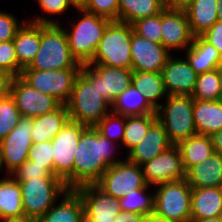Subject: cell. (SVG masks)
Listing matches in <instances>:
<instances>
[{
  "label": "cell",
  "instance_id": "6da1fadb",
  "mask_svg": "<svg viewBox=\"0 0 222 222\" xmlns=\"http://www.w3.org/2000/svg\"><path fill=\"white\" fill-rule=\"evenodd\" d=\"M118 147L119 150L123 148L102 136L94 127H87L75 151L73 189L85 184H96L110 166L124 161L126 158H117Z\"/></svg>",
  "mask_w": 222,
  "mask_h": 222
},
{
  "label": "cell",
  "instance_id": "7a4b0ae2",
  "mask_svg": "<svg viewBox=\"0 0 222 222\" xmlns=\"http://www.w3.org/2000/svg\"><path fill=\"white\" fill-rule=\"evenodd\" d=\"M79 20H71L70 25L61 22L66 32L71 54L80 64H88L94 57L103 33L111 22L110 19L89 13L78 7ZM65 26V27H64ZM67 26V27H66Z\"/></svg>",
  "mask_w": 222,
  "mask_h": 222
},
{
  "label": "cell",
  "instance_id": "3957f363",
  "mask_svg": "<svg viewBox=\"0 0 222 222\" xmlns=\"http://www.w3.org/2000/svg\"><path fill=\"white\" fill-rule=\"evenodd\" d=\"M69 49L68 38L60 24H41V42L35 58L24 69L60 70L81 68Z\"/></svg>",
  "mask_w": 222,
  "mask_h": 222
},
{
  "label": "cell",
  "instance_id": "277c9868",
  "mask_svg": "<svg viewBox=\"0 0 222 222\" xmlns=\"http://www.w3.org/2000/svg\"><path fill=\"white\" fill-rule=\"evenodd\" d=\"M132 25L111 21L106 27L90 65H106L132 70Z\"/></svg>",
  "mask_w": 222,
  "mask_h": 222
},
{
  "label": "cell",
  "instance_id": "5b68a950",
  "mask_svg": "<svg viewBox=\"0 0 222 222\" xmlns=\"http://www.w3.org/2000/svg\"><path fill=\"white\" fill-rule=\"evenodd\" d=\"M71 121L87 127H95L110 111L111 106L81 74L74 82L71 97L65 104Z\"/></svg>",
  "mask_w": 222,
  "mask_h": 222
},
{
  "label": "cell",
  "instance_id": "8992f818",
  "mask_svg": "<svg viewBox=\"0 0 222 222\" xmlns=\"http://www.w3.org/2000/svg\"><path fill=\"white\" fill-rule=\"evenodd\" d=\"M157 109V120L163 125L169 141H180L197 135L193 117L194 99L189 95H168Z\"/></svg>",
  "mask_w": 222,
  "mask_h": 222
},
{
  "label": "cell",
  "instance_id": "52a82bcc",
  "mask_svg": "<svg viewBox=\"0 0 222 222\" xmlns=\"http://www.w3.org/2000/svg\"><path fill=\"white\" fill-rule=\"evenodd\" d=\"M153 189V213L172 222H191L192 188L185 179L162 183Z\"/></svg>",
  "mask_w": 222,
  "mask_h": 222
},
{
  "label": "cell",
  "instance_id": "ba28073f",
  "mask_svg": "<svg viewBox=\"0 0 222 222\" xmlns=\"http://www.w3.org/2000/svg\"><path fill=\"white\" fill-rule=\"evenodd\" d=\"M22 191V205L27 218L43 216L67 191L60 178H34L18 181Z\"/></svg>",
  "mask_w": 222,
  "mask_h": 222
},
{
  "label": "cell",
  "instance_id": "9c48e42d",
  "mask_svg": "<svg viewBox=\"0 0 222 222\" xmlns=\"http://www.w3.org/2000/svg\"><path fill=\"white\" fill-rule=\"evenodd\" d=\"M87 126L69 120L53 138L54 175L60 178L67 189H73V163L77 145Z\"/></svg>",
  "mask_w": 222,
  "mask_h": 222
},
{
  "label": "cell",
  "instance_id": "30bf717a",
  "mask_svg": "<svg viewBox=\"0 0 222 222\" xmlns=\"http://www.w3.org/2000/svg\"><path fill=\"white\" fill-rule=\"evenodd\" d=\"M81 68L60 70L23 69L21 77L34 89L54 96L62 104H66L72 93L76 77Z\"/></svg>",
  "mask_w": 222,
  "mask_h": 222
},
{
  "label": "cell",
  "instance_id": "8fae6325",
  "mask_svg": "<svg viewBox=\"0 0 222 222\" xmlns=\"http://www.w3.org/2000/svg\"><path fill=\"white\" fill-rule=\"evenodd\" d=\"M132 73L133 70L126 68L90 64H82L80 70L89 83H96L97 91L110 106L131 85Z\"/></svg>",
  "mask_w": 222,
  "mask_h": 222
},
{
  "label": "cell",
  "instance_id": "7c38bea8",
  "mask_svg": "<svg viewBox=\"0 0 222 222\" xmlns=\"http://www.w3.org/2000/svg\"><path fill=\"white\" fill-rule=\"evenodd\" d=\"M96 185L106 194L120 199L133 190L146 187L147 183L142 167L124 159L110 166Z\"/></svg>",
  "mask_w": 222,
  "mask_h": 222
},
{
  "label": "cell",
  "instance_id": "4fadbf2b",
  "mask_svg": "<svg viewBox=\"0 0 222 222\" xmlns=\"http://www.w3.org/2000/svg\"><path fill=\"white\" fill-rule=\"evenodd\" d=\"M33 118L21 116L17 126L0 141L4 174L10 175L28 160Z\"/></svg>",
  "mask_w": 222,
  "mask_h": 222
},
{
  "label": "cell",
  "instance_id": "5bb4252c",
  "mask_svg": "<svg viewBox=\"0 0 222 222\" xmlns=\"http://www.w3.org/2000/svg\"><path fill=\"white\" fill-rule=\"evenodd\" d=\"M10 95L14 98L21 116L30 118L53 112L62 105L54 96L34 89L21 76L13 77Z\"/></svg>",
  "mask_w": 222,
  "mask_h": 222
},
{
  "label": "cell",
  "instance_id": "9a60e30c",
  "mask_svg": "<svg viewBox=\"0 0 222 222\" xmlns=\"http://www.w3.org/2000/svg\"><path fill=\"white\" fill-rule=\"evenodd\" d=\"M74 190L82 200L85 222H114L122 211L119 199L106 194L96 184H85Z\"/></svg>",
  "mask_w": 222,
  "mask_h": 222
},
{
  "label": "cell",
  "instance_id": "2e32d148",
  "mask_svg": "<svg viewBox=\"0 0 222 222\" xmlns=\"http://www.w3.org/2000/svg\"><path fill=\"white\" fill-rule=\"evenodd\" d=\"M145 182L150 186L185 179L181 153L172 145L161 154L141 165Z\"/></svg>",
  "mask_w": 222,
  "mask_h": 222
},
{
  "label": "cell",
  "instance_id": "e0dca14e",
  "mask_svg": "<svg viewBox=\"0 0 222 222\" xmlns=\"http://www.w3.org/2000/svg\"><path fill=\"white\" fill-rule=\"evenodd\" d=\"M193 37L185 10L164 9L161 12V44L171 54L185 51Z\"/></svg>",
  "mask_w": 222,
  "mask_h": 222
},
{
  "label": "cell",
  "instance_id": "ac0fdd59",
  "mask_svg": "<svg viewBox=\"0 0 222 222\" xmlns=\"http://www.w3.org/2000/svg\"><path fill=\"white\" fill-rule=\"evenodd\" d=\"M171 55L162 44L151 42L134 32L132 33L131 57L133 71L161 73Z\"/></svg>",
  "mask_w": 222,
  "mask_h": 222
},
{
  "label": "cell",
  "instance_id": "d6986e66",
  "mask_svg": "<svg viewBox=\"0 0 222 222\" xmlns=\"http://www.w3.org/2000/svg\"><path fill=\"white\" fill-rule=\"evenodd\" d=\"M164 86L168 95L191 96L198 74L185 57L172 54L161 70Z\"/></svg>",
  "mask_w": 222,
  "mask_h": 222
},
{
  "label": "cell",
  "instance_id": "ffe728a7",
  "mask_svg": "<svg viewBox=\"0 0 222 222\" xmlns=\"http://www.w3.org/2000/svg\"><path fill=\"white\" fill-rule=\"evenodd\" d=\"M173 144L169 141L163 125L156 120L147 130L144 138L126 156L128 161L142 165L150 161Z\"/></svg>",
  "mask_w": 222,
  "mask_h": 222
},
{
  "label": "cell",
  "instance_id": "44dd1931",
  "mask_svg": "<svg viewBox=\"0 0 222 222\" xmlns=\"http://www.w3.org/2000/svg\"><path fill=\"white\" fill-rule=\"evenodd\" d=\"M13 42L19 63V76H21L22 70L30 65L39 50L41 23L26 20L17 30Z\"/></svg>",
  "mask_w": 222,
  "mask_h": 222
},
{
  "label": "cell",
  "instance_id": "7402d4cb",
  "mask_svg": "<svg viewBox=\"0 0 222 222\" xmlns=\"http://www.w3.org/2000/svg\"><path fill=\"white\" fill-rule=\"evenodd\" d=\"M36 222H85L79 194L74 189H68Z\"/></svg>",
  "mask_w": 222,
  "mask_h": 222
},
{
  "label": "cell",
  "instance_id": "603a6c76",
  "mask_svg": "<svg viewBox=\"0 0 222 222\" xmlns=\"http://www.w3.org/2000/svg\"><path fill=\"white\" fill-rule=\"evenodd\" d=\"M189 65L199 75L213 71L222 65V57L214 45L202 36H194L191 45L184 51Z\"/></svg>",
  "mask_w": 222,
  "mask_h": 222
},
{
  "label": "cell",
  "instance_id": "cb8c5ba5",
  "mask_svg": "<svg viewBox=\"0 0 222 222\" xmlns=\"http://www.w3.org/2000/svg\"><path fill=\"white\" fill-rule=\"evenodd\" d=\"M185 180L191 188L222 187V156L214 152L192 166L185 172Z\"/></svg>",
  "mask_w": 222,
  "mask_h": 222
},
{
  "label": "cell",
  "instance_id": "d4e9b609",
  "mask_svg": "<svg viewBox=\"0 0 222 222\" xmlns=\"http://www.w3.org/2000/svg\"><path fill=\"white\" fill-rule=\"evenodd\" d=\"M222 215V187L192 188L191 220Z\"/></svg>",
  "mask_w": 222,
  "mask_h": 222
},
{
  "label": "cell",
  "instance_id": "484cf974",
  "mask_svg": "<svg viewBox=\"0 0 222 222\" xmlns=\"http://www.w3.org/2000/svg\"><path fill=\"white\" fill-rule=\"evenodd\" d=\"M193 117L197 134L211 136L222 130V102L194 100Z\"/></svg>",
  "mask_w": 222,
  "mask_h": 222
},
{
  "label": "cell",
  "instance_id": "4316f807",
  "mask_svg": "<svg viewBox=\"0 0 222 222\" xmlns=\"http://www.w3.org/2000/svg\"><path fill=\"white\" fill-rule=\"evenodd\" d=\"M69 120L68 109L65 104L53 112L34 117L31 134L32 144L52 141Z\"/></svg>",
  "mask_w": 222,
  "mask_h": 222
},
{
  "label": "cell",
  "instance_id": "83f0119b",
  "mask_svg": "<svg viewBox=\"0 0 222 222\" xmlns=\"http://www.w3.org/2000/svg\"><path fill=\"white\" fill-rule=\"evenodd\" d=\"M22 191L11 175L0 178V221L24 218Z\"/></svg>",
  "mask_w": 222,
  "mask_h": 222
},
{
  "label": "cell",
  "instance_id": "f1b7e54d",
  "mask_svg": "<svg viewBox=\"0 0 222 222\" xmlns=\"http://www.w3.org/2000/svg\"><path fill=\"white\" fill-rule=\"evenodd\" d=\"M218 7L217 0H193L185 9L193 36H201L218 21Z\"/></svg>",
  "mask_w": 222,
  "mask_h": 222
},
{
  "label": "cell",
  "instance_id": "f546056e",
  "mask_svg": "<svg viewBox=\"0 0 222 222\" xmlns=\"http://www.w3.org/2000/svg\"><path fill=\"white\" fill-rule=\"evenodd\" d=\"M182 159V165L186 172L192 166L204 162L214 153V147L210 136L195 135L182 140L177 144Z\"/></svg>",
  "mask_w": 222,
  "mask_h": 222
},
{
  "label": "cell",
  "instance_id": "4dcf8cb0",
  "mask_svg": "<svg viewBox=\"0 0 222 222\" xmlns=\"http://www.w3.org/2000/svg\"><path fill=\"white\" fill-rule=\"evenodd\" d=\"M111 111L124 116L156 113V110L146 100L144 93L132 84L115 99Z\"/></svg>",
  "mask_w": 222,
  "mask_h": 222
},
{
  "label": "cell",
  "instance_id": "1f68e13d",
  "mask_svg": "<svg viewBox=\"0 0 222 222\" xmlns=\"http://www.w3.org/2000/svg\"><path fill=\"white\" fill-rule=\"evenodd\" d=\"M131 84L144 93L155 110L162 104L161 99L164 101L168 96L161 73L133 71Z\"/></svg>",
  "mask_w": 222,
  "mask_h": 222
},
{
  "label": "cell",
  "instance_id": "d6a6232c",
  "mask_svg": "<svg viewBox=\"0 0 222 222\" xmlns=\"http://www.w3.org/2000/svg\"><path fill=\"white\" fill-rule=\"evenodd\" d=\"M164 9L163 0H119L118 21L132 24L158 15Z\"/></svg>",
  "mask_w": 222,
  "mask_h": 222
},
{
  "label": "cell",
  "instance_id": "836d02e7",
  "mask_svg": "<svg viewBox=\"0 0 222 222\" xmlns=\"http://www.w3.org/2000/svg\"><path fill=\"white\" fill-rule=\"evenodd\" d=\"M156 120V113L126 116L124 139L122 142L126 154L142 141L147 130Z\"/></svg>",
  "mask_w": 222,
  "mask_h": 222
},
{
  "label": "cell",
  "instance_id": "e575fe53",
  "mask_svg": "<svg viewBox=\"0 0 222 222\" xmlns=\"http://www.w3.org/2000/svg\"><path fill=\"white\" fill-rule=\"evenodd\" d=\"M153 186L147 185L144 188L131 191L129 194L120 198L122 211L140 213L148 216L154 212L155 192ZM153 191H151V190Z\"/></svg>",
  "mask_w": 222,
  "mask_h": 222
},
{
  "label": "cell",
  "instance_id": "d590c367",
  "mask_svg": "<svg viewBox=\"0 0 222 222\" xmlns=\"http://www.w3.org/2000/svg\"><path fill=\"white\" fill-rule=\"evenodd\" d=\"M36 2L38 3V6L43 13L40 15H37L36 13L34 17L32 16V18H29L31 20H28L27 18V21L41 24H60L62 19H59V16L63 17V14L66 15V12L69 9L76 10L79 7V5L74 0H36ZM52 16L56 17L53 18Z\"/></svg>",
  "mask_w": 222,
  "mask_h": 222
},
{
  "label": "cell",
  "instance_id": "8d00e7d4",
  "mask_svg": "<svg viewBox=\"0 0 222 222\" xmlns=\"http://www.w3.org/2000/svg\"><path fill=\"white\" fill-rule=\"evenodd\" d=\"M194 100L219 101L220 73L219 68L199 74L192 93Z\"/></svg>",
  "mask_w": 222,
  "mask_h": 222
},
{
  "label": "cell",
  "instance_id": "74e56055",
  "mask_svg": "<svg viewBox=\"0 0 222 222\" xmlns=\"http://www.w3.org/2000/svg\"><path fill=\"white\" fill-rule=\"evenodd\" d=\"M125 125L126 116L110 111L94 128L105 138L122 146Z\"/></svg>",
  "mask_w": 222,
  "mask_h": 222
},
{
  "label": "cell",
  "instance_id": "f35d334b",
  "mask_svg": "<svg viewBox=\"0 0 222 222\" xmlns=\"http://www.w3.org/2000/svg\"><path fill=\"white\" fill-rule=\"evenodd\" d=\"M20 117V111L10 94L0 99V141L17 126Z\"/></svg>",
  "mask_w": 222,
  "mask_h": 222
},
{
  "label": "cell",
  "instance_id": "ab89813d",
  "mask_svg": "<svg viewBox=\"0 0 222 222\" xmlns=\"http://www.w3.org/2000/svg\"><path fill=\"white\" fill-rule=\"evenodd\" d=\"M134 33L154 43L161 44V13L139 19L132 24Z\"/></svg>",
  "mask_w": 222,
  "mask_h": 222
},
{
  "label": "cell",
  "instance_id": "60d3db41",
  "mask_svg": "<svg viewBox=\"0 0 222 222\" xmlns=\"http://www.w3.org/2000/svg\"><path fill=\"white\" fill-rule=\"evenodd\" d=\"M79 7L111 21H118L119 0H83Z\"/></svg>",
  "mask_w": 222,
  "mask_h": 222
},
{
  "label": "cell",
  "instance_id": "b9f144b4",
  "mask_svg": "<svg viewBox=\"0 0 222 222\" xmlns=\"http://www.w3.org/2000/svg\"><path fill=\"white\" fill-rule=\"evenodd\" d=\"M53 145L51 141L32 144L28 153V160L47 168L54 175Z\"/></svg>",
  "mask_w": 222,
  "mask_h": 222
},
{
  "label": "cell",
  "instance_id": "7bdbcfd3",
  "mask_svg": "<svg viewBox=\"0 0 222 222\" xmlns=\"http://www.w3.org/2000/svg\"><path fill=\"white\" fill-rule=\"evenodd\" d=\"M16 181H24L34 178H58L47 168L39 166L36 162L27 160L19 168L10 174Z\"/></svg>",
  "mask_w": 222,
  "mask_h": 222
},
{
  "label": "cell",
  "instance_id": "ee69618b",
  "mask_svg": "<svg viewBox=\"0 0 222 222\" xmlns=\"http://www.w3.org/2000/svg\"><path fill=\"white\" fill-rule=\"evenodd\" d=\"M0 67L13 77L19 76V63L13 40L0 42Z\"/></svg>",
  "mask_w": 222,
  "mask_h": 222
},
{
  "label": "cell",
  "instance_id": "f6af8a7d",
  "mask_svg": "<svg viewBox=\"0 0 222 222\" xmlns=\"http://www.w3.org/2000/svg\"><path fill=\"white\" fill-rule=\"evenodd\" d=\"M25 19H18L17 15L9 13L8 10H0V42L11 41L15 38L17 30L26 21Z\"/></svg>",
  "mask_w": 222,
  "mask_h": 222
},
{
  "label": "cell",
  "instance_id": "bcb514c9",
  "mask_svg": "<svg viewBox=\"0 0 222 222\" xmlns=\"http://www.w3.org/2000/svg\"><path fill=\"white\" fill-rule=\"evenodd\" d=\"M201 36L211 45H214L222 57V21L218 20Z\"/></svg>",
  "mask_w": 222,
  "mask_h": 222
},
{
  "label": "cell",
  "instance_id": "7dc6e473",
  "mask_svg": "<svg viewBox=\"0 0 222 222\" xmlns=\"http://www.w3.org/2000/svg\"><path fill=\"white\" fill-rule=\"evenodd\" d=\"M144 215L140 213H133L129 211H121L115 217L114 222H144Z\"/></svg>",
  "mask_w": 222,
  "mask_h": 222
},
{
  "label": "cell",
  "instance_id": "c3c4849f",
  "mask_svg": "<svg viewBox=\"0 0 222 222\" xmlns=\"http://www.w3.org/2000/svg\"><path fill=\"white\" fill-rule=\"evenodd\" d=\"M192 2L193 0H163L167 10H185Z\"/></svg>",
  "mask_w": 222,
  "mask_h": 222
},
{
  "label": "cell",
  "instance_id": "681fc988",
  "mask_svg": "<svg viewBox=\"0 0 222 222\" xmlns=\"http://www.w3.org/2000/svg\"><path fill=\"white\" fill-rule=\"evenodd\" d=\"M13 76L0 75V99L7 97L10 94V86Z\"/></svg>",
  "mask_w": 222,
  "mask_h": 222
},
{
  "label": "cell",
  "instance_id": "f907efd6",
  "mask_svg": "<svg viewBox=\"0 0 222 222\" xmlns=\"http://www.w3.org/2000/svg\"><path fill=\"white\" fill-rule=\"evenodd\" d=\"M214 152L222 156V130L213 133L211 136Z\"/></svg>",
  "mask_w": 222,
  "mask_h": 222
},
{
  "label": "cell",
  "instance_id": "816d5d0a",
  "mask_svg": "<svg viewBox=\"0 0 222 222\" xmlns=\"http://www.w3.org/2000/svg\"><path fill=\"white\" fill-rule=\"evenodd\" d=\"M0 222H36V220L32 219V218H20V219H8V220H3Z\"/></svg>",
  "mask_w": 222,
  "mask_h": 222
},
{
  "label": "cell",
  "instance_id": "f5cc1de1",
  "mask_svg": "<svg viewBox=\"0 0 222 222\" xmlns=\"http://www.w3.org/2000/svg\"><path fill=\"white\" fill-rule=\"evenodd\" d=\"M191 222H221V217L191 220Z\"/></svg>",
  "mask_w": 222,
  "mask_h": 222
},
{
  "label": "cell",
  "instance_id": "db71d44e",
  "mask_svg": "<svg viewBox=\"0 0 222 222\" xmlns=\"http://www.w3.org/2000/svg\"><path fill=\"white\" fill-rule=\"evenodd\" d=\"M152 222H172V221H168L165 218L160 217L155 213H152Z\"/></svg>",
  "mask_w": 222,
  "mask_h": 222
},
{
  "label": "cell",
  "instance_id": "11a10c76",
  "mask_svg": "<svg viewBox=\"0 0 222 222\" xmlns=\"http://www.w3.org/2000/svg\"><path fill=\"white\" fill-rule=\"evenodd\" d=\"M218 1V20L222 21V0H217Z\"/></svg>",
  "mask_w": 222,
  "mask_h": 222
},
{
  "label": "cell",
  "instance_id": "9f6ffc18",
  "mask_svg": "<svg viewBox=\"0 0 222 222\" xmlns=\"http://www.w3.org/2000/svg\"><path fill=\"white\" fill-rule=\"evenodd\" d=\"M219 73H220V96H219V101L222 102V65L219 68Z\"/></svg>",
  "mask_w": 222,
  "mask_h": 222
},
{
  "label": "cell",
  "instance_id": "6f0895ef",
  "mask_svg": "<svg viewBox=\"0 0 222 222\" xmlns=\"http://www.w3.org/2000/svg\"><path fill=\"white\" fill-rule=\"evenodd\" d=\"M2 171H4V168H3L2 155H1V147H0V175L3 173ZM0 178H1V176H0Z\"/></svg>",
  "mask_w": 222,
  "mask_h": 222
},
{
  "label": "cell",
  "instance_id": "680465c9",
  "mask_svg": "<svg viewBox=\"0 0 222 222\" xmlns=\"http://www.w3.org/2000/svg\"><path fill=\"white\" fill-rule=\"evenodd\" d=\"M144 222H152V213L145 217Z\"/></svg>",
  "mask_w": 222,
  "mask_h": 222
},
{
  "label": "cell",
  "instance_id": "91938a15",
  "mask_svg": "<svg viewBox=\"0 0 222 222\" xmlns=\"http://www.w3.org/2000/svg\"><path fill=\"white\" fill-rule=\"evenodd\" d=\"M0 75H10L9 73L4 72V70L0 67Z\"/></svg>",
  "mask_w": 222,
  "mask_h": 222
},
{
  "label": "cell",
  "instance_id": "94428289",
  "mask_svg": "<svg viewBox=\"0 0 222 222\" xmlns=\"http://www.w3.org/2000/svg\"><path fill=\"white\" fill-rule=\"evenodd\" d=\"M74 1H75L78 5H80L83 0H74Z\"/></svg>",
  "mask_w": 222,
  "mask_h": 222
}]
</instances>
